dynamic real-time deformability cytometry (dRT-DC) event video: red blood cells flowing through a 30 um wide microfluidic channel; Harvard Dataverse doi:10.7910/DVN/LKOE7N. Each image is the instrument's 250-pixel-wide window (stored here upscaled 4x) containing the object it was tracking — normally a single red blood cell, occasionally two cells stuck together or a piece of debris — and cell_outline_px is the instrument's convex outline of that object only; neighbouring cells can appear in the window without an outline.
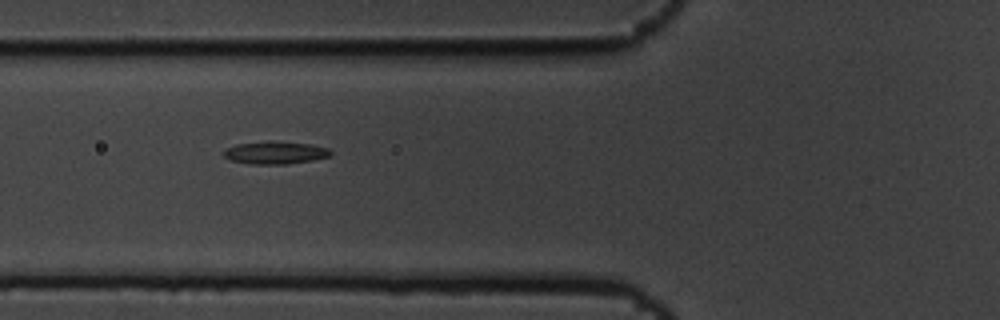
{"species": "common noctule bat (a hibernating species)", "species_latin": "Nyctalus noctula", "temperature_condition": "cold", "stored_images_in_passage": 7, "camera_frame_rate_fps": 3000, "um_per_image_px": 0.085, "animal": {"sex": "male", "body_mass_g": 19.5, "forearm_length_mm": 54.6}, "frame": {"image": 1, "passage_image": 6, "time_ms": 1.667, "image_size_px": [1000, 320], "cell_outline_px": [[332, 152], [328, 156], [312, 160], [288, 164], [252, 164], [232, 160], [224, 156], [224, 152], [228, 148], [236, 144], [312, 144], [328, 148]], "centroid_in_image_um": [23.43, 13.03], "position_along_channel_um": 102.4, "area_um2": 12.95}}
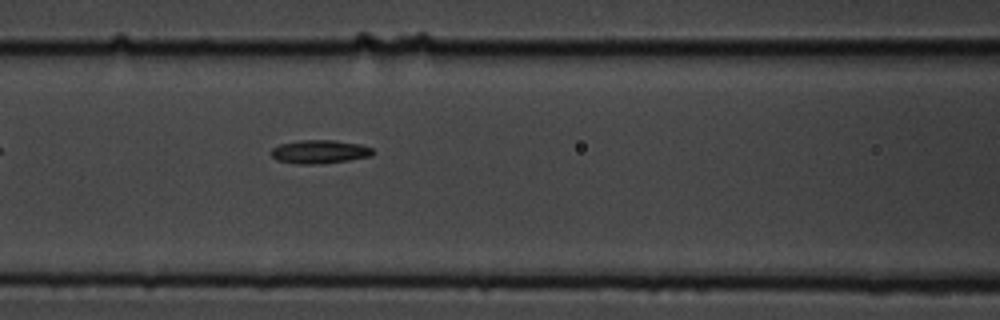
{"frame": {"image": 2, "passage_image": 7, "time_ms": 2.0, "image_size_px": [1000, 320], "cell_outline_px": [[376, 152], [372, 156], [348, 160], [316, 164], [296, 164], [276, 160], [272, 156], [272, 148], [280, 144], [300, 140], [336, 140], [360, 144], [372, 148]], "centroid_in_image_um": [27.19, 12.89], "position_along_channel_um": 139.4, "area_um2": 13.99}}